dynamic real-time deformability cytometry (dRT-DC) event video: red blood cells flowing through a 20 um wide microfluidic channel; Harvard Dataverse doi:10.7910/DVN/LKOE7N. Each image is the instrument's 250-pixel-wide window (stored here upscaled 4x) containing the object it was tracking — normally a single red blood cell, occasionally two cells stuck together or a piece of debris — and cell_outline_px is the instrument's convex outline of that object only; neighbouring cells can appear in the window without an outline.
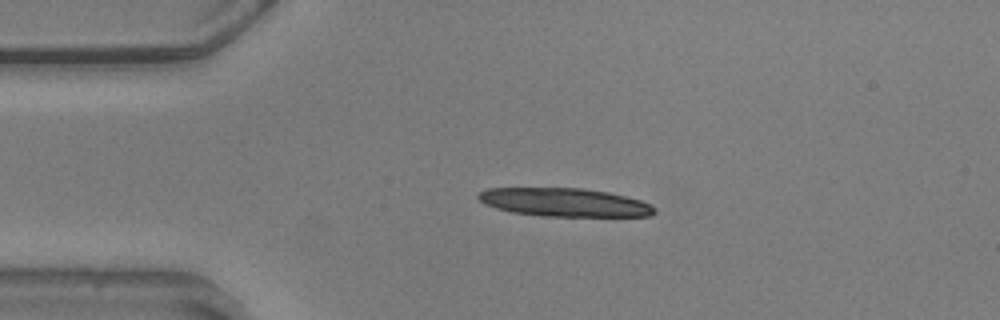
{"species": "common noctule bat (a hibernating species)", "species_latin": "Nyctalus noctula", "temperature_condition": "warm", "stored_images_in_passage": 5, "camera_frame_rate_fps": 3000, "um_per_image_px": 0.085, "animal": {"sex": "male", "body_mass_g": 20.5, "forearm_length_mm": 52.5}, "frame": {"image": 1, "passage_image": 1, "time_ms": 0.0, "image_size_px": [1000, 320], "cell_outline_px": [[656, 212], [652, 216], [540, 216], [512, 212], [496, 208], [484, 204], [476, 196], [476, 192], [488, 188], [584, 188], [608, 192], [640, 200], [656, 208]], "centroid_in_image_um": [47.94, 17.2], "position_along_channel_um": 37.1, "area_um2": 29.25}}